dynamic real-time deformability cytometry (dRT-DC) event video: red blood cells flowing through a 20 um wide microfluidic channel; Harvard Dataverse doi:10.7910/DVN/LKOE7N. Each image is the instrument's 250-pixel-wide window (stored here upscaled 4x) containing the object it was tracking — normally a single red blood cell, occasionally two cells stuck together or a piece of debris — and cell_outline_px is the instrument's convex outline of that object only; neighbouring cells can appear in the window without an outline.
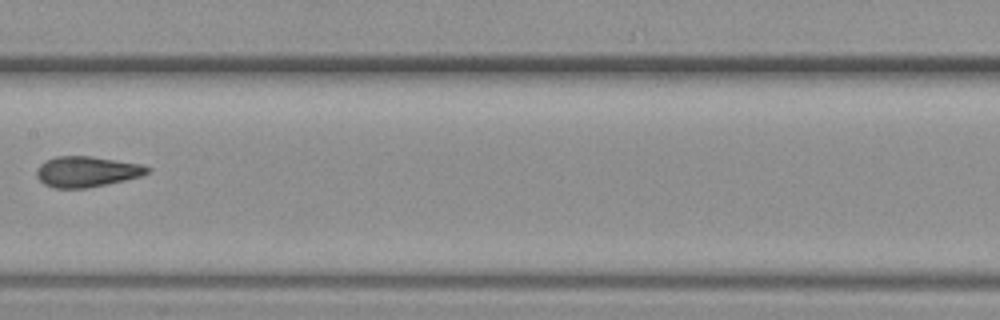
{"species": "common noctule bat (a hibernating species)", "species_latin": "Nyctalus noctula", "temperature_condition": "warm", "stored_images_in_passage": 12, "camera_frame_rate_fps": 3000, "um_per_image_px": 0.085, "animal": {"sex": "female", "body_mass_g": 19.3, "forearm_length_mm": 54.1}, "frame": {"image": 1, "passage_image": 10, "time_ms": 3.0, "image_size_px": [1000, 320], "cell_outline_px": [[152, 168], [148, 172], [140, 176], [108, 184], [88, 188], [52, 188], [44, 184], [36, 176], [36, 172], [40, 164], [44, 160], [56, 156], [92, 156], [140, 164]], "centroid_in_image_um": [7.34, 14.59], "position_along_channel_um": 200.1, "area_um2": 19.83}}